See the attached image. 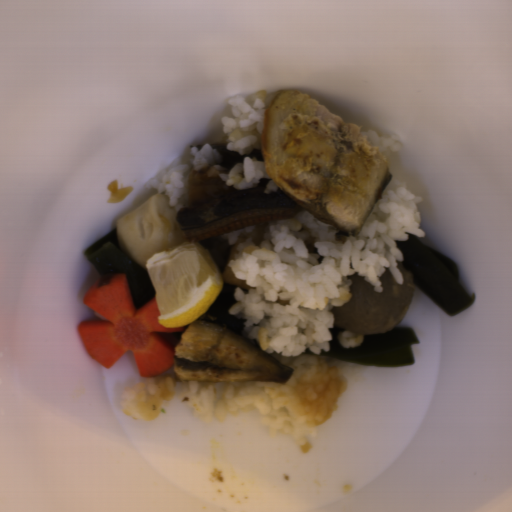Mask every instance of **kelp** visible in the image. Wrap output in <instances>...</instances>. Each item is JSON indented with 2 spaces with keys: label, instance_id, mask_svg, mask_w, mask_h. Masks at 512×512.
<instances>
[{
  "label": "kelp",
  "instance_id": "99668d17",
  "mask_svg": "<svg viewBox=\"0 0 512 512\" xmlns=\"http://www.w3.org/2000/svg\"><path fill=\"white\" fill-rule=\"evenodd\" d=\"M405 241H395L402 267L414 276V286L449 316L459 314L476 299L459 282V269L453 259L407 233Z\"/></svg>",
  "mask_w": 512,
  "mask_h": 512
},
{
  "label": "kelp",
  "instance_id": "cf089659",
  "mask_svg": "<svg viewBox=\"0 0 512 512\" xmlns=\"http://www.w3.org/2000/svg\"><path fill=\"white\" fill-rule=\"evenodd\" d=\"M329 330L332 340L327 351L321 349L319 354H314L307 348L303 355L326 356L355 364L384 367L415 363L411 346L420 344V341L411 327H394L381 334H364L363 341L350 348H343L337 339L345 329L334 325Z\"/></svg>",
  "mask_w": 512,
  "mask_h": 512
},
{
  "label": "kelp",
  "instance_id": "604fcf36",
  "mask_svg": "<svg viewBox=\"0 0 512 512\" xmlns=\"http://www.w3.org/2000/svg\"><path fill=\"white\" fill-rule=\"evenodd\" d=\"M85 257L96 270L98 277L111 273L126 275L135 311L141 310L150 301L156 299L147 269L123 253L119 245L117 229L88 247Z\"/></svg>",
  "mask_w": 512,
  "mask_h": 512
},
{
  "label": "kelp",
  "instance_id": "861f05c9",
  "mask_svg": "<svg viewBox=\"0 0 512 512\" xmlns=\"http://www.w3.org/2000/svg\"><path fill=\"white\" fill-rule=\"evenodd\" d=\"M235 286L222 281V284L207 309L196 319L203 321L221 323L239 337L259 349L258 340L246 336L243 332L244 319H240L235 314L228 313V310L237 304L234 295Z\"/></svg>",
  "mask_w": 512,
  "mask_h": 512
},
{
  "label": "kelp",
  "instance_id": "d102d525",
  "mask_svg": "<svg viewBox=\"0 0 512 512\" xmlns=\"http://www.w3.org/2000/svg\"><path fill=\"white\" fill-rule=\"evenodd\" d=\"M198 242H200L205 247V249L211 254L222 275L225 268H227L228 250H225L213 243H208L204 241Z\"/></svg>",
  "mask_w": 512,
  "mask_h": 512
}]
</instances>
